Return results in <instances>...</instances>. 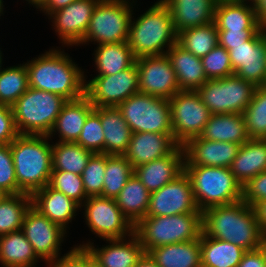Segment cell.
<instances>
[{
  "mask_svg": "<svg viewBox=\"0 0 266 267\" xmlns=\"http://www.w3.org/2000/svg\"><path fill=\"white\" fill-rule=\"evenodd\" d=\"M56 48L27 60L29 87L61 95L67 100L84 96L88 76L64 49Z\"/></svg>",
  "mask_w": 266,
  "mask_h": 267,
  "instance_id": "6da1fadb",
  "label": "cell"
},
{
  "mask_svg": "<svg viewBox=\"0 0 266 267\" xmlns=\"http://www.w3.org/2000/svg\"><path fill=\"white\" fill-rule=\"evenodd\" d=\"M202 232L229 241L246 251L262 246L263 233L255 209L243 200L202 212Z\"/></svg>",
  "mask_w": 266,
  "mask_h": 267,
  "instance_id": "7a4b0ae2",
  "label": "cell"
},
{
  "mask_svg": "<svg viewBox=\"0 0 266 267\" xmlns=\"http://www.w3.org/2000/svg\"><path fill=\"white\" fill-rule=\"evenodd\" d=\"M46 135L19 134L10 149L18 193L32 195L49 184L52 173V144Z\"/></svg>",
  "mask_w": 266,
  "mask_h": 267,
  "instance_id": "3957f363",
  "label": "cell"
},
{
  "mask_svg": "<svg viewBox=\"0 0 266 267\" xmlns=\"http://www.w3.org/2000/svg\"><path fill=\"white\" fill-rule=\"evenodd\" d=\"M131 17L128 45L135 58L163 55L177 43L169 8L158 0L139 17ZM166 49V50H165Z\"/></svg>",
  "mask_w": 266,
  "mask_h": 267,
  "instance_id": "277c9868",
  "label": "cell"
},
{
  "mask_svg": "<svg viewBox=\"0 0 266 267\" xmlns=\"http://www.w3.org/2000/svg\"><path fill=\"white\" fill-rule=\"evenodd\" d=\"M202 212L168 216H146L134 225V234L148 253L158 246L200 238Z\"/></svg>",
  "mask_w": 266,
  "mask_h": 267,
  "instance_id": "5b68a950",
  "label": "cell"
},
{
  "mask_svg": "<svg viewBox=\"0 0 266 267\" xmlns=\"http://www.w3.org/2000/svg\"><path fill=\"white\" fill-rule=\"evenodd\" d=\"M189 177L197 208L228 205L242 200L243 187L228 167L184 166Z\"/></svg>",
  "mask_w": 266,
  "mask_h": 267,
  "instance_id": "8992f818",
  "label": "cell"
},
{
  "mask_svg": "<svg viewBox=\"0 0 266 267\" xmlns=\"http://www.w3.org/2000/svg\"><path fill=\"white\" fill-rule=\"evenodd\" d=\"M67 101L61 95L29 87L11 106L18 134L48 136Z\"/></svg>",
  "mask_w": 266,
  "mask_h": 267,
  "instance_id": "52a82bcc",
  "label": "cell"
},
{
  "mask_svg": "<svg viewBox=\"0 0 266 267\" xmlns=\"http://www.w3.org/2000/svg\"><path fill=\"white\" fill-rule=\"evenodd\" d=\"M100 0L93 10L89 27L79 44L127 42L133 6L137 0ZM134 4V5H133Z\"/></svg>",
  "mask_w": 266,
  "mask_h": 267,
  "instance_id": "ba28073f",
  "label": "cell"
},
{
  "mask_svg": "<svg viewBox=\"0 0 266 267\" xmlns=\"http://www.w3.org/2000/svg\"><path fill=\"white\" fill-rule=\"evenodd\" d=\"M118 108L132 132L173 134L168 99L137 93Z\"/></svg>",
  "mask_w": 266,
  "mask_h": 267,
  "instance_id": "9c48e42d",
  "label": "cell"
},
{
  "mask_svg": "<svg viewBox=\"0 0 266 267\" xmlns=\"http://www.w3.org/2000/svg\"><path fill=\"white\" fill-rule=\"evenodd\" d=\"M256 86L234 75L221 79H208L196 90L201 101L213 114H242L247 108Z\"/></svg>",
  "mask_w": 266,
  "mask_h": 267,
  "instance_id": "30bf717a",
  "label": "cell"
},
{
  "mask_svg": "<svg viewBox=\"0 0 266 267\" xmlns=\"http://www.w3.org/2000/svg\"><path fill=\"white\" fill-rule=\"evenodd\" d=\"M80 209L84 210V222L89 230L104 241L125 238L134 233V225L122 213L114 198L91 196Z\"/></svg>",
  "mask_w": 266,
  "mask_h": 267,
  "instance_id": "8fae6325",
  "label": "cell"
},
{
  "mask_svg": "<svg viewBox=\"0 0 266 267\" xmlns=\"http://www.w3.org/2000/svg\"><path fill=\"white\" fill-rule=\"evenodd\" d=\"M174 139L184 145L199 136L211 113L196 91L180 90L169 99Z\"/></svg>",
  "mask_w": 266,
  "mask_h": 267,
  "instance_id": "7c38bea8",
  "label": "cell"
},
{
  "mask_svg": "<svg viewBox=\"0 0 266 267\" xmlns=\"http://www.w3.org/2000/svg\"><path fill=\"white\" fill-rule=\"evenodd\" d=\"M85 95L94 107H118L134 94L139 93L136 63L130 68L108 76L85 78Z\"/></svg>",
  "mask_w": 266,
  "mask_h": 267,
  "instance_id": "4fadbf2b",
  "label": "cell"
},
{
  "mask_svg": "<svg viewBox=\"0 0 266 267\" xmlns=\"http://www.w3.org/2000/svg\"><path fill=\"white\" fill-rule=\"evenodd\" d=\"M21 230L40 261L43 260L48 265L60 257L67 232L32 205L24 216Z\"/></svg>",
  "mask_w": 266,
  "mask_h": 267,
  "instance_id": "5bb4252c",
  "label": "cell"
},
{
  "mask_svg": "<svg viewBox=\"0 0 266 267\" xmlns=\"http://www.w3.org/2000/svg\"><path fill=\"white\" fill-rule=\"evenodd\" d=\"M234 74L256 87L266 85V39L263 25L243 44L229 50Z\"/></svg>",
  "mask_w": 266,
  "mask_h": 267,
  "instance_id": "9a60e30c",
  "label": "cell"
},
{
  "mask_svg": "<svg viewBox=\"0 0 266 267\" xmlns=\"http://www.w3.org/2000/svg\"><path fill=\"white\" fill-rule=\"evenodd\" d=\"M139 78V93L164 99L172 98L180 88L176 73L166 54L135 59Z\"/></svg>",
  "mask_w": 266,
  "mask_h": 267,
  "instance_id": "2e32d148",
  "label": "cell"
},
{
  "mask_svg": "<svg viewBox=\"0 0 266 267\" xmlns=\"http://www.w3.org/2000/svg\"><path fill=\"white\" fill-rule=\"evenodd\" d=\"M100 0H75L48 16L62 46H79L89 27L93 10Z\"/></svg>",
  "mask_w": 266,
  "mask_h": 267,
  "instance_id": "e0dca14e",
  "label": "cell"
},
{
  "mask_svg": "<svg viewBox=\"0 0 266 267\" xmlns=\"http://www.w3.org/2000/svg\"><path fill=\"white\" fill-rule=\"evenodd\" d=\"M198 210L190 179L183 172L158 191L150 193L146 216H170L196 213Z\"/></svg>",
  "mask_w": 266,
  "mask_h": 267,
  "instance_id": "ac0fdd59",
  "label": "cell"
},
{
  "mask_svg": "<svg viewBox=\"0 0 266 267\" xmlns=\"http://www.w3.org/2000/svg\"><path fill=\"white\" fill-rule=\"evenodd\" d=\"M106 243L100 248L89 240L75 246L85 247L102 267H134L146 253L134 233L125 238L106 239Z\"/></svg>",
  "mask_w": 266,
  "mask_h": 267,
  "instance_id": "d6986e66",
  "label": "cell"
},
{
  "mask_svg": "<svg viewBox=\"0 0 266 267\" xmlns=\"http://www.w3.org/2000/svg\"><path fill=\"white\" fill-rule=\"evenodd\" d=\"M240 145L234 142L209 141L200 136L189 139L184 145V166L230 167Z\"/></svg>",
  "mask_w": 266,
  "mask_h": 267,
  "instance_id": "ffe728a7",
  "label": "cell"
},
{
  "mask_svg": "<svg viewBox=\"0 0 266 267\" xmlns=\"http://www.w3.org/2000/svg\"><path fill=\"white\" fill-rule=\"evenodd\" d=\"M180 144L173 134L135 132L123 155L134 168L173 153Z\"/></svg>",
  "mask_w": 266,
  "mask_h": 267,
  "instance_id": "44dd1931",
  "label": "cell"
},
{
  "mask_svg": "<svg viewBox=\"0 0 266 267\" xmlns=\"http://www.w3.org/2000/svg\"><path fill=\"white\" fill-rule=\"evenodd\" d=\"M185 153L180 145L173 153L134 168V174L152 193L184 172Z\"/></svg>",
  "mask_w": 266,
  "mask_h": 267,
  "instance_id": "7402d4cb",
  "label": "cell"
},
{
  "mask_svg": "<svg viewBox=\"0 0 266 267\" xmlns=\"http://www.w3.org/2000/svg\"><path fill=\"white\" fill-rule=\"evenodd\" d=\"M32 206L53 223L68 232L69 224L78 215L80 205L49 185L35 191L32 195Z\"/></svg>",
  "mask_w": 266,
  "mask_h": 267,
  "instance_id": "603a6c76",
  "label": "cell"
},
{
  "mask_svg": "<svg viewBox=\"0 0 266 267\" xmlns=\"http://www.w3.org/2000/svg\"><path fill=\"white\" fill-rule=\"evenodd\" d=\"M94 108L86 95L75 100H68L57 116L48 137L52 140L58 134L57 142H76L86 118Z\"/></svg>",
  "mask_w": 266,
  "mask_h": 267,
  "instance_id": "cb8c5ba5",
  "label": "cell"
},
{
  "mask_svg": "<svg viewBox=\"0 0 266 267\" xmlns=\"http://www.w3.org/2000/svg\"><path fill=\"white\" fill-rule=\"evenodd\" d=\"M168 8L177 34L214 22L213 0H161Z\"/></svg>",
  "mask_w": 266,
  "mask_h": 267,
  "instance_id": "d4e9b609",
  "label": "cell"
},
{
  "mask_svg": "<svg viewBox=\"0 0 266 267\" xmlns=\"http://www.w3.org/2000/svg\"><path fill=\"white\" fill-rule=\"evenodd\" d=\"M214 22L218 31L259 30L263 26L254 3L245 0L216 4Z\"/></svg>",
  "mask_w": 266,
  "mask_h": 267,
  "instance_id": "484cf974",
  "label": "cell"
},
{
  "mask_svg": "<svg viewBox=\"0 0 266 267\" xmlns=\"http://www.w3.org/2000/svg\"><path fill=\"white\" fill-rule=\"evenodd\" d=\"M229 168L242 187L257 174L266 171V139L250 138L240 145Z\"/></svg>",
  "mask_w": 266,
  "mask_h": 267,
  "instance_id": "4316f807",
  "label": "cell"
},
{
  "mask_svg": "<svg viewBox=\"0 0 266 267\" xmlns=\"http://www.w3.org/2000/svg\"><path fill=\"white\" fill-rule=\"evenodd\" d=\"M166 55L176 73L180 90L196 91L208 81L201 59L178 43H175Z\"/></svg>",
  "mask_w": 266,
  "mask_h": 267,
  "instance_id": "83f0119b",
  "label": "cell"
},
{
  "mask_svg": "<svg viewBox=\"0 0 266 267\" xmlns=\"http://www.w3.org/2000/svg\"><path fill=\"white\" fill-rule=\"evenodd\" d=\"M104 133V154L123 156L127 152L132 130L118 107H100Z\"/></svg>",
  "mask_w": 266,
  "mask_h": 267,
  "instance_id": "f1b7e54d",
  "label": "cell"
},
{
  "mask_svg": "<svg viewBox=\"0 0 266 267\" xmlns=\"http://www.w3.org/2000/svg\"><path fill=\"white\" fill-rule=\"evenodd\" d=\"M148 254L159 267H201L200 238L158 246Z\"/></svg>",
  "mask_w": 266,
  "mask_h": 267,
  "instance_id": "f546056e",
  "label": "cell"
},
{
  "mask_svg": "<svg viewBox=\"0 0 266 267\" xmlns=\"http://www.w3.org/2000/svg\"><path fill=\"white\" fill-rule=\"evenodd\" d=\"M199 136L209 141L234 142L239 145L250 139L243 115L235 113L211 115Z\"/></svg>",
  "mask_w": 266,
  "mask_h": 267,
  "instance_id": "4dcf8cb0",
  "label": "cell"
},
{
  "mask_svg": "<svg viewBox=\"0 0 266 267\" xmlns=\"http://www.w3.org/2000/svg\"><path fill=\"white\" fill-rule=\"evenodd\" d=\"M39 260L22 230L0 236L2 267H37Z\"/></svg>",
  "mask_w": 266,
  "mask_h": 267,
  "instance_id": "1f68e13d",
  "label": "cell"
},
{
  "mask_svg": "<svg viewBox=\"0 0 266 267\" xmlns=\"http://www.w3.org/2000/svg\"><path fill=\"white\" fill-rule=\"evenodd\" d=\"M201 267H237L246 250L221 239L200 235Z\"/></svg>",
  "mask_w": 266,
  "mask_h": 267,
  "instance_id": "d6a6232c",
  "label": "cell"
},
{
  "mask_svg": "<svg viewBox=\"0 0 266 267\" xmlns=\"http://www.w3.org/2000/svg\"><path fill=\"white\" fill-rule=\"evenodd\" d=\"M96 76H108L122 72L135 63V57L128 42L97 45L94 49Z\"/></svg>",
  "mask_w": 266,
  "mask_h": 267,
  "instance_id": "836d02e7",
  "label": "cell"
},
{
  "mask_svg": "<svg viewBox=\"0 0 266 267\" xmlns=\"http://www.w3.org/2000/svg\"><path fill=\"white\" fill-rule=\"evenodd\" d=\"M149 200L150 192L134 173L115 197L116 204L133 225L146 217Z\"/></svg>",
  "mask_w": 266,
  "mask_h": 267,
  "instance_id": "e575fe53",
  "label": "cell"
},
{
  "mask_svg": "<svg viewBox=\"0 0 266 267\" xmlns=\"http://www.w3.org/2000/svg\"><path fill=\"white\" fill-rule=\"evenodd\" d=\"M94 153L76 142L52 143V170H62L81 175Z\"/></svg>",
  "mask_w": 266,
  "mask_h": 267,
  "instance_id": "d590c367",
  "label": "cell"
},
{
  "mask_svg": "<svg viewBox=\"0 0 266 267\" xmlns=\"http://www.w3.org/2000/svg\"><path fill=\"white\" fill-rule=\"evenodd\" d=\"M177 43L193 55L202 58L219 44L217 26L212 22L186 29L178 34Z\"/></svg>",
  "mask_w": 266,
  "mask_h": 267,
  "instance_id": "8d00e7d4",
  "label": "cell"
},
{
  "mask_svg": "<svg viewBox=\"0 0 266 267\" xmlns=\"http://www.w3.org/2000/svg\"><path fill=\"white\" fill-rule=\"evenodd\" d=\"M32 205L31 195L9 194L0 201V236L21 230L24 216Z\"/></svg>",
  "mask_w": 266,
  "mask_h": 267,
  "instance_id": "74e56055",
  "label": "cell"
},
{
  "mask_svg": "<svg viewBox=\"0 0 266 267\" xmlns=\"http://www.w3.org/2000/svg\"><path fill=\"white\" fill-rule=\"evenodd\" d=\"M29 89L25 62L0 70V104L12 106Z\"/></svg>",
  "mask_w": 266,
  "mask_h": 267,
  "instance_id": "f35d334b",
  "label": "cell"
},
{
  "mask_svg": "<svg viewBox=\"0 0 266 267\" xmlns=\"http://www.w3.org/2000/svg\"><path fill=\"white\" fill-rule=\"evenodd\" d=\"M133 173L134 169L131 163L124 156L106 154V169L101 196L115 199Z\"/></svg>",
  "mask_w": 266,
  "mask_h": 267,
  "instance_id": "ab89813d",
  "label": "cell"
},
{
  "mask_svg": "<svg viewBox=\"0 0 266 267\" xmlns=\"http://www.w3.org/2000/svg\"><path fill=\"white\" fill-rule=\"evenodd\" d=\"M242 115L248 137L266 139V85L256 87L251 102Z\"/></svg>",
  "mask_w": 266,
  "mask_h": 267,
  "instance_id": "60d3db41",
  "label": "cell"
},
{
  "mask_svg": "<svg viewBox=\"0 0 266 267\" xmlns=\"http://www.w3.org/2000/svg\"><path fill=\"white\" fill-rule=\"evenodd\" d=\"M48 185L73 199L80 206L88 198L85 193L81 175L79 174L62 170H52Z\"/></svg>",
  "mask_w": 266,
  "mask_h": 267,
  "instance_id": "b9f144b4",
  "label": "cell"
},
{
  "mask_svg": "<svg viewBox=\"0 0 266 267\" xmlns=\"http://www.w3.org/2000/svg\"><path fill=\"white\" fill-rule=\"evenodd\" d=\"M76 143L93 153L104 154V133L100 121V107H95L88 115Z\"/></svg>",
  "mask_w": 266,
  "mask_h": 267,
  "instance_id": "7bdbcfd3",
  "label": "cell"
},
{
  "mask_svg": "<svg viewBox=\"0 0 266 267\" xmlns=\"http://www.w3.org/2000/svg\"><path fill=\"white\" fill-rule=\"evenodd\" d=\"M105 169L106 154L94 153L81 174L87 197L101 196Z\"/></svg>",
  "mask_w": 266,
  "mask_h": 267,
  "instance_id": "ee69618b",
  "label": "cell"
},
{
  "mask_svg": "<svg viewBox=\"0 0 266 267\" xmlns=\"http://www.w3.org/2000/svg\"><path fill=\"white\" fill-rule=\"evenodd\" d=\"M200 59L207 79H221L234 75L229 51L219 44Z\"/></svg>",
  "mask_w": 266,
  "mask_h": 267,
  "instance_id": "f6af8a7d",
  "label": "cell"
},
{
  "mask_svg": "<svg viewBox=\"0 0 266 267\" xmlns=\"http://www.w3.org/2000/svg\"><path fill=\"white\" fill-rule=\"evenodd\" d=\"M0 187L8 194H18L10 144L0 145Z\"/></svg>",
  "mask_w": 266,
  "mask_h": 267,
  "instance_id": "bcb514c9",
  "label": "cell"
},
{
  "mask_svg": "<svg viewBox=\"0 0 266 267\" xmlns=\"http://www.w3.org/2000/svg\"><path fill=\"white\" fill-rule=\"evenodd\" d=\"M242 200L253 208L266 200V171L257 174L243 186Z\"/></svg>",
  "mask_w": 266,
  "mask_h": 267,
  "instance_id": "7dc6e473",
  "label": "cell"
},
{
  "mask_svg": "<svg viewBox=\"0 0 266 267\" xmlns=\"http://www.w3.org/2000/svg\"><path fill=\"white\" fill-rule=\"evenodd\" d=\"M18 135L12 108L0 104V145L10 144Z\"/></svg>",
  "mask_w": 266,
  "mask_h": 267,
  "instance_id": "c3c4849f",
  "label": "cell"
},
{
  "mask_svg": "<svg viewBox=\"0 0 266 267\" xmlns=\"http://www.w3.org/2000/svg\"><path fill=\"white\" fill-rule=\"evenodd\" d=\"M258 30L218 31L219 45L229 51L232 46L243 44L250 39Z\"/></svg>",
  "mask_w": 266,
  "mask_h": 267,
  "instance_id": "681fc988",
  "label": "cell"
},
{
  "mask_svg": "<svg viewBox=\"0 0 266 267\" xmlns=\"http://www.w3.org/2000/svg\"><path fill=\"white\" fill-rule=\"evenodd\" d=\"M47 267H83V247H71L70 251L50 262Z\"/></svg>",
  "mask_w": 266,
  "mask_h": 267,
  "instance_id": "f907efd6",
  "label": "cell"
},
{
  "mask_svg": "<svg viewBox=\"0 0 266 267\" xmlns=\"http://www.w3.org/2000/svg\"><path fill=\"white\" fill-rule=\"evenodd\" d=\"M237 267H266V252L261 246L245 252Z\"/></svg>",
  "mask_w": 266,
  "mask_h": 267,
  "instance_id": "816d5d0a",
  "label": "cell"
},
{
  "mask_svg": "<svg viewBox=\"0 0 266 267\" xmlns=\"http://www.w3.org/2000/svg\"><path fill=\"white\" fill-rule=\"evenodd\" d=\"M75 0H46L44 4L37 10L43 11V15L49 16L51 13L68 6L73 3Z\"/></svg>",
  "mask_w": 266,
  "mask_h": 267,
  "instance_id": "f5cc1de1",
  "label": "cell"
},
{
  "mask_svg": "<svg viewBox=\"0 0 266 267\" xmlns=\"http://www.w3.org/2000/svg\"><path fill=\"white\" fill-rule=\"evenodd\" d=\"M255 212L257 215V220L260 226V229L264 234H266V200L258 203L255 207Z\"/></svg>",
  "mask_w": 266,
  "mask_h": 267,
  "instance_id": "db71d44e",
  "label": "cell"
},
{
  "mask_svg": "<svg viewBox=\"0 0 266 267\" xmlns=\"http://www.w3.org/2000/svg\"><path fill=\"white\" fill-rule=\"evenodd\" d=\"M253 3L258 20L266 26V0H254Z\"/></svg>",
  "mask_w": 266,
  "mask_h": 267,
  "instance_id": "11a10c76",
  "label": "cell"
},
{
  "mask_svg": "<svg viewBox=\"0 0 266 267\" xmlns=\"http://www.w3.org/2000/svg\"><path fill=\"white\" fill-rule=\"evenodd\" d=\"M83 267H102L83 247Z\"/></svg>",
  "mask_w": 266,
  "mask_h": 267,
  "instance_id": "9f6ffc18",
  "label": "cell"
},
{
  "mask_svg": "<svg viewBox=\"0 0 266 267\" xmlns=\"http://www.w3.org/2000/svg\"><path fill=\"white\" fill-rule=\"evenodd\" d=\"M134 267H159L148 253H145Z\"/></svg>",
  "mask_w": 266,
  "mask_h": 267,
  "instance_id": "6f0895ef",
  "label": "cell"
},
{
  "mask_svg": "<svg viewBox=\"0 0 266 267\" xmlns=\"http://www.w3.org/2000/svg\"><path fill=\"white\" fill-rule=\"evenodd\" d=\"M25 1L28 2L27 4L32 5L36 9H39L46 0H25Z\"/></svg>",
  "mask_w": 266,
  "mask_h": 267,
  "instance_id": "680465c9",
  "label": "cell"
},
{
  "mask_svg": "<svg viewBox=\"0 0 266 267\" xmlns=\"http://www.w3.org/2000/svg\"><path fill=\"white\" fill-rule=\"evenodd\" d=\"M9 195L3 188L0 187V201Z\"/></svg>",
  "mask_w": 266,
  "mask_h": 267,
  "instance_id": "91938a15",
  "label": "cell"
},
{
  "mask_svg": "<svg viewBox=\"0 0 266 267\" xmlns=\"http://www.w3.org/2000/svg\"><path fill=\"white\" fill-rule=\"evenodd\" d=\"M216 4L218 3H224V2H239L243 0H213Z\"/></svg>",
  "mask_w": 266,
  "mask_h": 267,
  "instance_id": "94428289",
  "label": "cell"
},
{
  "mask_svg": "<svg viewBox=\"0 0 266 267\" xmlns=\"http://www.w3.org/2000/svg\"><path fill=\"white\" fill-rule=\"evenodd\" d=\"M4 1L3 0H0V17L3 16L2 14L4 13Z\"/></svg>",
  "mask_w": 266,
  "mask_h": 267,
  "instance_id": "6125c7cd",
  "label": "cell"
},
{
  "mask_svg": "<svg viewBox=\"0 0 266 267\" xmlns=\"http://www.w3.org/2000/svg\"><path fill=\"white\" fill-rule=\"evenodd\" d=\"M262 247L264 248V250L266 252V234L263 235Z\"/></svg>",
  "mask_w": 266,
  "mask_h": 267,
  "instance_id": "be15d7a7",
  "label": "cell"
},
{
  "mask_svg": "<svg viewBox=\"0 0 266 267\" xmlns=\"http://www.w3.org/2000/svg\"><path fill=\"white\" fill-rule=\"evenodd\" d=\"M2 62H3V53H2L1 48H0V70L3 67L2 66V64H3Z\"/></svg>",
  "mask_w": 266,
  "mask_h": 267,
  "instance_id": "e7e4bbea",
  "label": "cell"
}]
</instances>
